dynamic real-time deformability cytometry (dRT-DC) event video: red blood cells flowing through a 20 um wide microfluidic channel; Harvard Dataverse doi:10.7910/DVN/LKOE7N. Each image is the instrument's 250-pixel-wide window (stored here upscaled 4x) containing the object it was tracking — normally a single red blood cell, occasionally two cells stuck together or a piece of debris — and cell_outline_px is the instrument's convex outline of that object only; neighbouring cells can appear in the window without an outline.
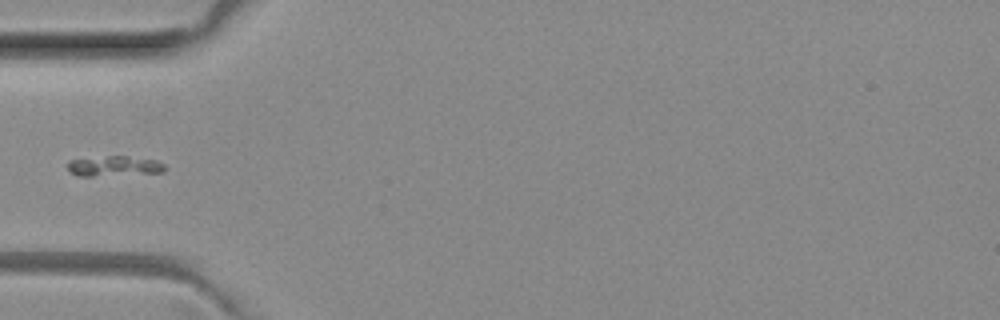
{"species": "common noctule bat (a hibernating species)", "species_latin": "Nyctalus noctula", "temperature_condition": "room temperature", "stored_images_in_passage": 7, "camera_frame_rate_fps": 3000, "um_per_image_px": 0.085, "animal": {"sex": "female", "body_mass_g": 29.2, "forearm_length_mm": 56.3}, "frame": {"image": 1, "passage_image": 6, "time_ms": 1.667, "image_size_px": [1000, 320], "cell_outline_px": [[168, 168], [164, 172], [92, 176], [80, 176], [72, 172], [68, 168], [68, 160], [108, 156], [128, 156], [156, 160], [164, 164]], "centroid_in_image_um": [9.75, 14.11], "position_along_channel_um": 75.2, "area_um2": 11.33}}